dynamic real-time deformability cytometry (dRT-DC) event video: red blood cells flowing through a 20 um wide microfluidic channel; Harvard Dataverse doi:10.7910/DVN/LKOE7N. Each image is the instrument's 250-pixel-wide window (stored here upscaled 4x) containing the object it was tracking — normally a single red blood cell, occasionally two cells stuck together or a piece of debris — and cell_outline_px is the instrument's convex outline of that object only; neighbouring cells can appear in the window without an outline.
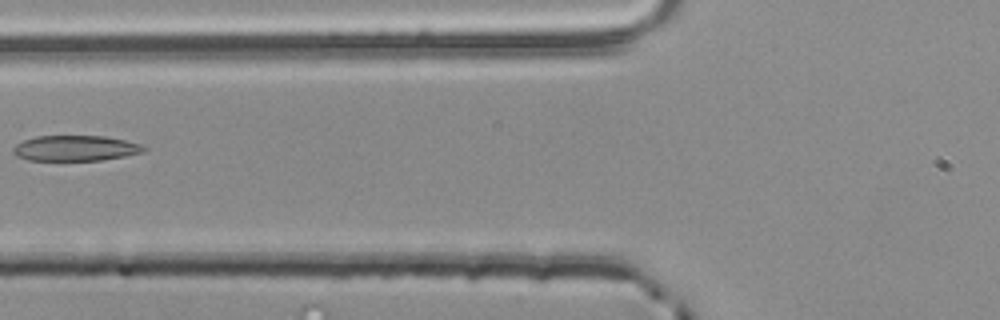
{"species": "common noctule bat (a hibernating species)", "species_latin": "Nyctalus noctula", "temperature_condition": "room temperature", "stored_images_in_passage": 2, "camera_frame_rate_fps": 3000, "um_per_image_px": 0.085, "animal": {"sex": "male", "body_mass_g": 20.4}, "frame": {"image": 1, "passage_image": 2, "time_ms": 0.333, "image_size_px": [1000, 320], "cell_outline_px": [[148, 148], [144, 152], [104, 160], [28, 160], [16, 156], [12, 152], [12, 148], [16, 144], [24, 140], [36, 136], [104, 136], [124, 140], [140, 144]], "centroid_in_image_um": [6.4, 12.6], "position_along_channel_um": 119.4, "area_um2": 19.42}}